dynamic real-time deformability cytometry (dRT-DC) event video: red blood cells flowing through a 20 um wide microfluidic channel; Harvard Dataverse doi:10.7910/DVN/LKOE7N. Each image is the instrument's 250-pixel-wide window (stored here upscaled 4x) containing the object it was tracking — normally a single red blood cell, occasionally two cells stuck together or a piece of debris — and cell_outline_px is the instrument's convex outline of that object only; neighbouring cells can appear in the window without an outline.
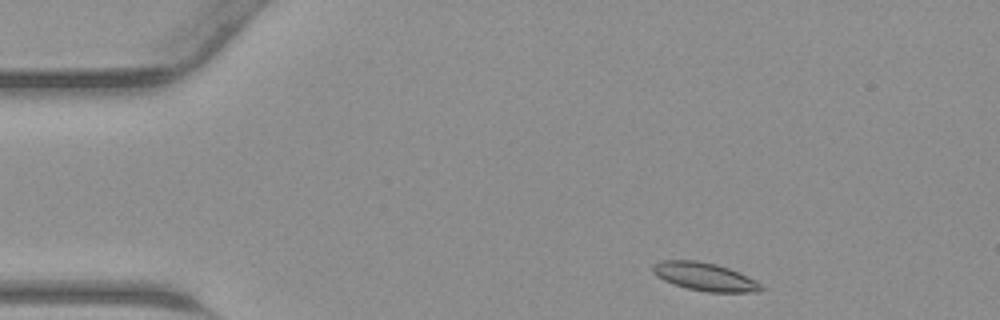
{"species": "common noctule bat (a hibernating species)", "species_latin": "Nyctalus noctula", "temperature_condition": "warm", "stored_images_in_passage": 40, "camera_frame_rate_fps": 3000, "um_per_image_px": 0.085, "animal": {"sex": "male", "body_mass_g": 23.1, "forearm_length_mm": 52.7}, "frame": {"image": 1, "passage_image": 1, "time_ms": 0.0, "image_size_px": [1000, 320], "cell_outline_px": [[764, 288], [760, 292], [708, 292], [688, 288], [672, 284], [656, 276], [652, 272], [652, 264], [660, 260], [696, 260], [716, 264], [740, 272], [756, 280]], "centroid_in_image_um": [59.89, 23.51], "position_along_channel_um": 25.1, "area_um2": 17.92}}
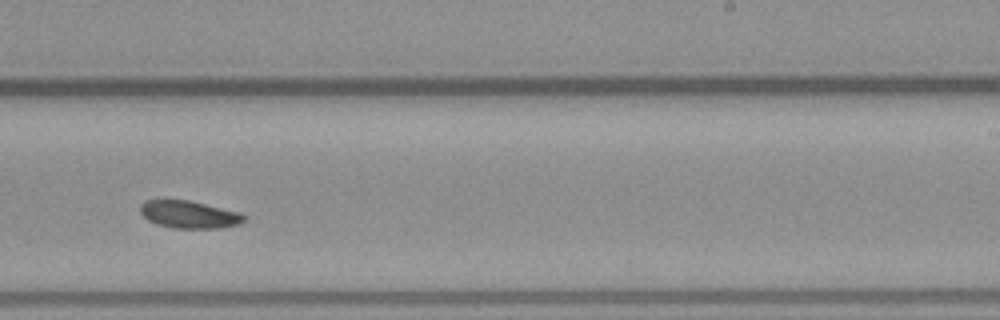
{"frame": {"image": 2, "passage_image": 22, "time_ms": 7.0, "image_size_px": [1000, 320], "cell_outline_px": [[244, 220], [236, 224], [220, 228], [172, 228], [156, 224], [148, 220], [140, 212], [140, 204], [148, 200], [188, 200], [240, 212], [244, 216]], "centroid_in_image_um": [16.04, 18.23], "position_along_channel_um": 273.0, "area_um2": 16.42}}
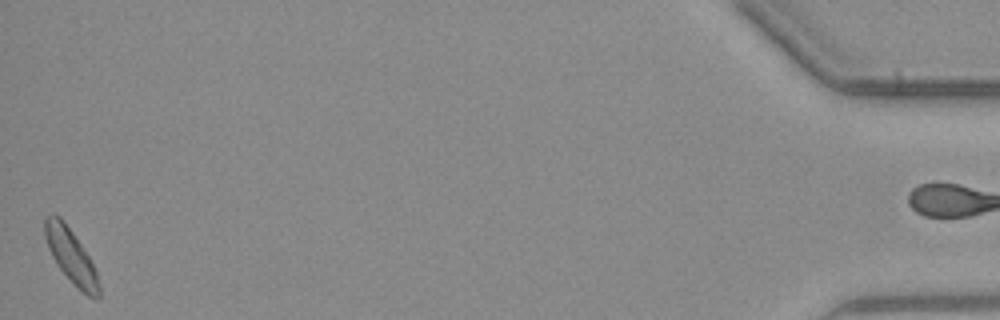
{"frame": {"image": 3, "passage_image": 39, "time_ms": 12.667, "image_size_px": [1000, 320], "cell_outline_px": [[100, 296], [96, 300], [88, 296], [60, 268], [52, 256], [48, 248], [44, 236], [44, 216], [52, 212], [60, 216], [64, 220], [88, 256], [96, 272], [100, 288]], "centroid_in_image_um": [6.0, 21.68], "position_along_channel_um": 429.2, "area_um2": 16.65}}